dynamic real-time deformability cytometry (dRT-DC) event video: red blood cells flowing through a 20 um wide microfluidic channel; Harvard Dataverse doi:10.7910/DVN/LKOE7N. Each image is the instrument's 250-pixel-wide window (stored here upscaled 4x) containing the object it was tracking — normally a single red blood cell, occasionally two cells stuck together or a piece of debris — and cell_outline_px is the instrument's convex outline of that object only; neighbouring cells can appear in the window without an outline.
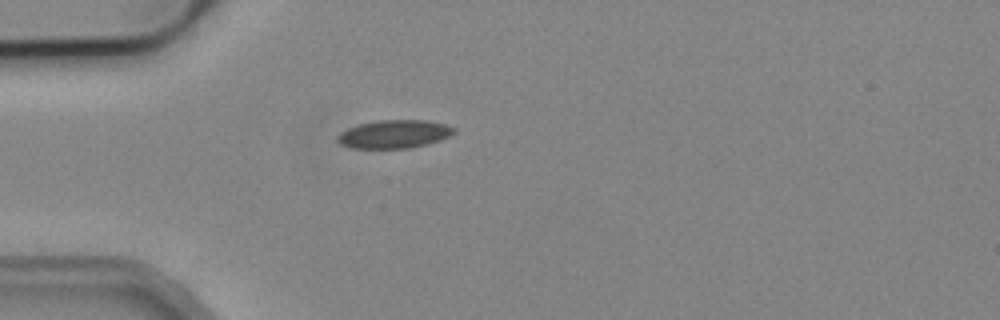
{"species": "common noctule bat (a hibernating species)", "species_latin": "Nyctalus noctula", "temperature_condition": "cold", "stored_images_in_passage": 1, "camera_frame_rate_fps": 3000, "um_per_image_px": 0.085, "animal": {"sex": "male", "body_mass_g": 19.2, "forearm_length_mm": 51.8}, "frame": {"image": 1, "passage_image": 1, "time_ms": 0.0, "image_size_px": [1000, 320], "cell_outline_px": [[456, 132], [440, 140], [408, 148], [352, 148], [340, 144], [336, 140], [336, 136], [340, 132], [348, 128], [360, 124], [376, 120], [424, 120], [448, 124], [456, 128]], "centroid_in_image_um": [33.5, 11.39], "position_along_channel_um": 51.5, "area_um2": 19.19}}